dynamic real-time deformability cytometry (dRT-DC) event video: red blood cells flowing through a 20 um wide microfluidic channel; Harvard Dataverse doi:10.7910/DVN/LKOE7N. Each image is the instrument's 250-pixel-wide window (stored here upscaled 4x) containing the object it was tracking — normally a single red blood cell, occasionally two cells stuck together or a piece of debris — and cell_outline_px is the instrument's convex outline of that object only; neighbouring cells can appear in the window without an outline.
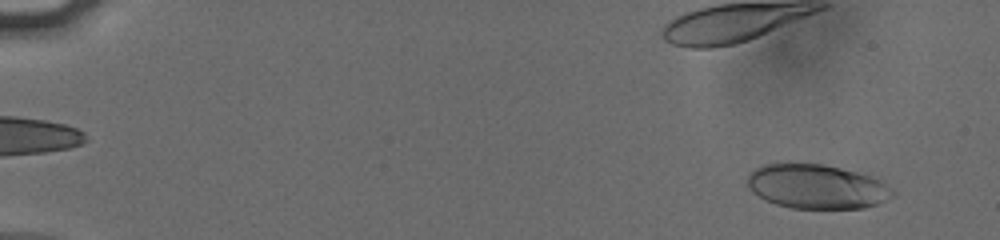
{"species": "human", "species_latin": "Homo sapiens", "temperature_condition": "cold", "stored_images_in_passage": 49, "camera_frame_rate_fps": 3000, "um_per_image_px": 0.085, "donor": {"sex": "male"}, "frame": {"image": 1, "passage_image": 4, "time_ms": 1.0, "image_size_px": [1000, 240], "cell_outline_px": [[896, 192], [892, 196], [876, 204], [864, 208], [792, 208], [776, 204], [752, 192], [748, 184], [748, 176], [756, 168], [764, 164], [820, 164], [840, 168], [856, 172], [880, 180]], "centroid_in_image_um": [69.43, 15.86], "position_along_channel_um": 15.6, "area_um2": 36.82}}
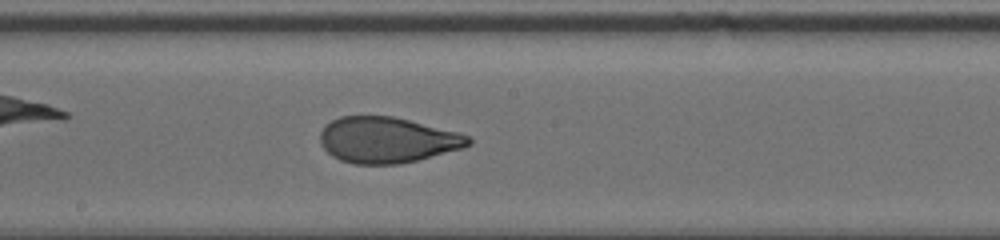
{"frame": {"image": 2, "passage_image": 32, "time_ms": 10.333, "image_size_px": [1000, 240], "cell_outline_px": [[472, 144], [464, 148], [400, 164], [352, 164], [340, 160], [332, 156], [320, 144], [320, 132], [332, 120], [340, 116], [392, 116], [460, 132], [468, 136], [472, 140]], "centroid_in_image_um": [32.92, 11.9], "position_along_channel_um": 215.3, "area_um2": 39.65}}
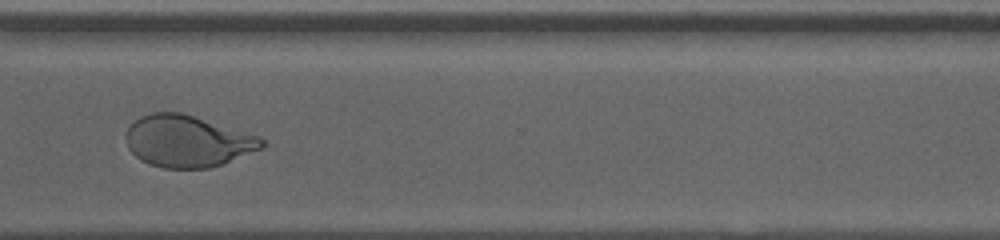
{"frame": {"image": 3, "passage_image": 43, "time_ms": 14.0, "image_size_px": [1000, 240], "cell_outline_px": [[264, 144], [260, 148], [224, 164], [208, 168], [164, 168], [148, 164], [140, 160], [128, 148], [128, 128], [140, 116], [152, 112], [180, 112], [260, 136], [264, 140]], "centroid_in_image_um": [15.94, 12.01], "position_along_channel_um": 354.7, "area_um2": 40.52}, "authors_computed_cell_mechanics": {"area_um2": 39.7086, "velocity_mm_per_s": 3.8201, "shape_relaxation_time_tau1_ms": 5.1117, "shape_relaxation_time_tau2_ms": 0.7653, "deformation_change_tau1": 0.1922, "deformation_change_tau2": 0.0657}}